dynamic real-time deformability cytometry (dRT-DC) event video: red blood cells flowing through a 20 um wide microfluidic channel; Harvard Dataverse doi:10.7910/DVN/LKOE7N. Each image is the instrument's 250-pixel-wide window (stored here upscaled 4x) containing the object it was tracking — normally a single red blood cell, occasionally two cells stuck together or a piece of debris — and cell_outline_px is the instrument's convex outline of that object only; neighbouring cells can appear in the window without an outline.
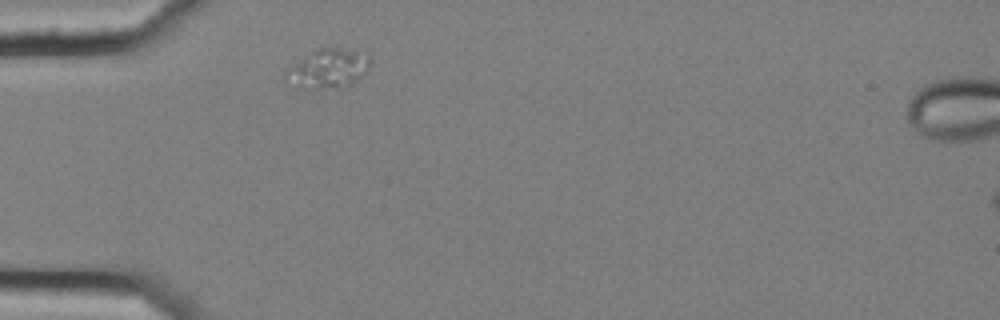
{"species": "common noctule bat (a hibernating species)", "species_latin": "Nyctalus noctula", "temperature_condition": "cold", "stored_images_in_passage": 2, "camera_frame_rate_fps": 3000, "um_per_image_px": 0.085, "animal": {"sex": "female", "body_mass_g": 25.1}, "frame": {"image": 1, "passage_image": 1, "time_ms": 0.0, "image_size_px": [1000, 320], "cell_outline_px": [[368, 68], [352, 84], [340, 88], [300, 88], [284, 76], [284, 72], [292, 64], [320, 48], [340, 48], [368, 52]], "centroid_in_image_um": [27.9, 5.83], "position_along_channel_um": 57.1, "area_um2": 18.84}}